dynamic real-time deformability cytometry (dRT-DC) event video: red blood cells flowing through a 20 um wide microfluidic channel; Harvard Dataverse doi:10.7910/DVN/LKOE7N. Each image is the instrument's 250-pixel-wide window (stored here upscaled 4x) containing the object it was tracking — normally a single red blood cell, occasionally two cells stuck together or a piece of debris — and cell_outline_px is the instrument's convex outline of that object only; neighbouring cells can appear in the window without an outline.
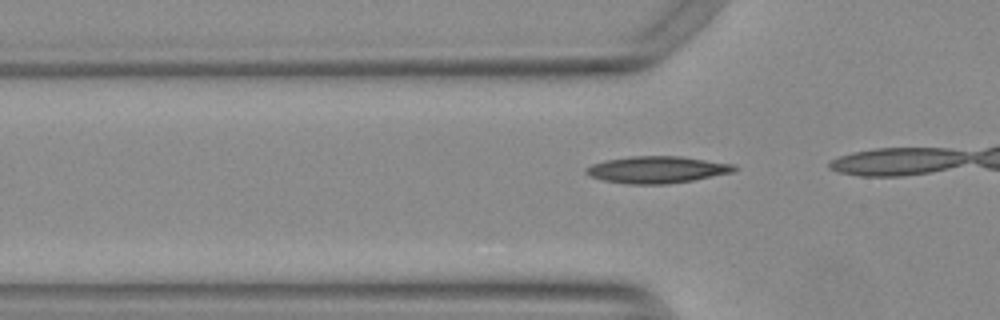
{"species": "Egyptian fruit bat (a non-hibernating species)", "species_latin": "Rousettus aegyptiacus", "temperature_condition": "warm", "stored_images_in_passage": 14, "camera_frame_rate_fps": 3000, "um_per_image_px": 0.085, "animal": {"sex": "female"}, "frame": {"image": 1, "passage_image": 12, "time_ms": 3.667, "image_size_px": [1000, 320], "cell_outline_px": [[736, 168], [732, 172], [692, 180], [668, 184], [628, 184], [604, 180], [592, 176], [584, 172], [584, 168], [592, 164], [604, 160], [632, 156], [680, 156], [732, 164]], "centroid_in_image_um": [55.78, 14.42], "position_along_channel_um": 70.0, "area_um2": 22.95}}